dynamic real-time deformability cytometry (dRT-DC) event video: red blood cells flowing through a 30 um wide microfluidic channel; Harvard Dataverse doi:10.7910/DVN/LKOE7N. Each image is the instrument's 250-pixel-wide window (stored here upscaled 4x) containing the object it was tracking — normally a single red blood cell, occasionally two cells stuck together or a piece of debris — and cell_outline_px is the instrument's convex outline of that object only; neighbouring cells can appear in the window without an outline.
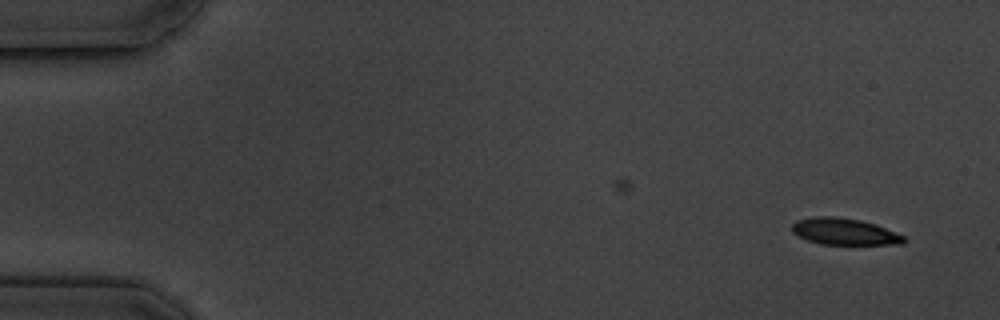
{"species": "common noctule bat (a hibernating species)", "species_latin": "Nyctalus noctula", "temperature_condition": "cold", "stored_images_in_passage": 3, "camera_frame_rate_fps": 3000, "um_per_image_px": 0.085, "animal": {"sex": "male", "body_mass_g": 19.5, "forearm_length_mm": 54.6}, "frame": {"image": 1, "passage_image": 3, "time_ms": 2.333, "image_size_px": [1000, 320], "cell_outline_px": [[908, 240], [904, 244], [820, 244], [808, 240], [792, 232], [792, 224], [796, 220], [816, 216], [832, 216], [860, 220], [876, 224], [896, 232], [904, 236]], "centroid_in_image_um": [71.8, 19.68], "position_along_channel_um": 13.2, "area_um2": 17.34}}